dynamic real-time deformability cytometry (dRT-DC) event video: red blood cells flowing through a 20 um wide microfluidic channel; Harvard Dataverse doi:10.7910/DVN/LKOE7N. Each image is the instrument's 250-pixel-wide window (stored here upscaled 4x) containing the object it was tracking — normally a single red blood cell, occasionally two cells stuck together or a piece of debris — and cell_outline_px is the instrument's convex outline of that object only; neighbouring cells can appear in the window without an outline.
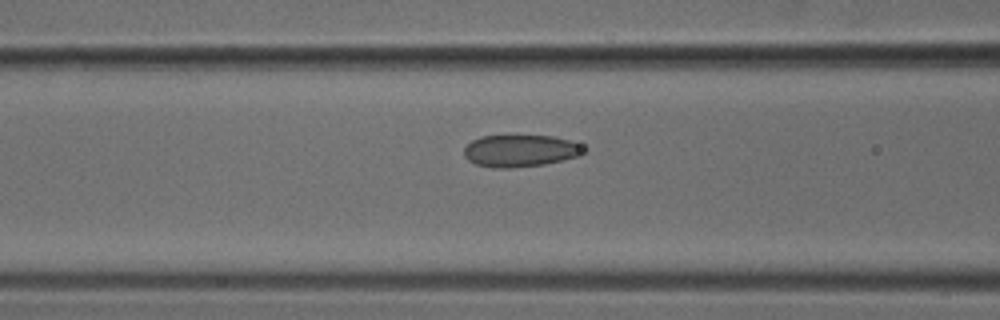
{"species": "common noctule bat (a hibernating species)", "species_latin": "Nyctalus noctula", "temperature_condition": "cold", "stored_images_in_passage": 7, "camera_frame_rate_fps": 3000, "um_per_image_px": 0.085, "animal": {"sex": "male", "body_mass_g": 18.8}, "frame": {"image": 1, "passage_image": 7, "time_ms": 2.0, "image_size_px": [1000, 320], "cell_outline_px": [[588, 152], [580, 156], [564, 160], [544, 164], [512, 168], [492, 168], [476, 164], [468, 160], [464, 156], [464, 148], [472, 140], [480, 136], [552, 136], [568, 140], [580, 144]], "centroid_in_image_um": [44.24, 12.83], "position_along_channel_um": 122.4, "area_um2": 22.48}}